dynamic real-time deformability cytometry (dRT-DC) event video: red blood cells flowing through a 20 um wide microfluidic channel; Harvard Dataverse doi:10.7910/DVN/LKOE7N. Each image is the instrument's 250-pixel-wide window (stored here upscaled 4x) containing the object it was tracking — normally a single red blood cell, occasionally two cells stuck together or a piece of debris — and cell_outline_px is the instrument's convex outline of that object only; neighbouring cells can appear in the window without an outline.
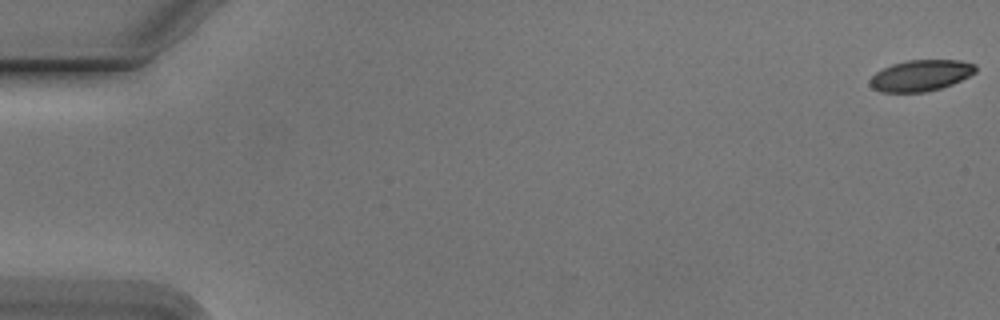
{"species": "Egyptian fruit bat (a non-hibernating species)", "species_latin": "Rousettus aegyptiacus", "temperature_condition": "cold", "stored_images_in_passage": 55, "camera_frame_rate_fps": 3000, "um_per_image_px": 0.085, "animal": {"sex": "male"}, "frame": {"image": 1, "passage_image": 1, "time_ms": 0.0, "image_size_px": [1000, 320], "cell_outline_px": [[976, 72], [952, 84], [940, 88], [924, 92], [880, 92], [872, 88], [868, 84], [868, 80], [876, 72], [892, 64], [908, 60], [960, 60], [976, 64]], "centroid_in_image_um": [78.24, 6.42], "position_along_channel_um": 6.8, "area_um2": 19.19}}
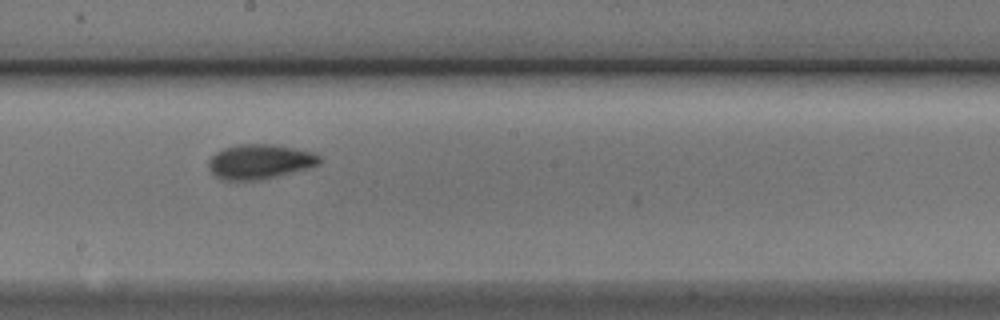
{"frame": {"image": 2, "passage_image": 31, "time_ms": 10.0, "image_size_px": [1000, 320], "cell_outline_px": [[320, 164], [308, 168], [264, 180], [224, 180], [216, 176], [208, 168], [208, 160], [216, 152], [224, 148], [236, 144], [272, 144], [312, 152], [320, 156]], "centroid_in_image_um": [22.06, 13.74], "position_along_channel_um": 226.1, "area_um2": 22.48}}
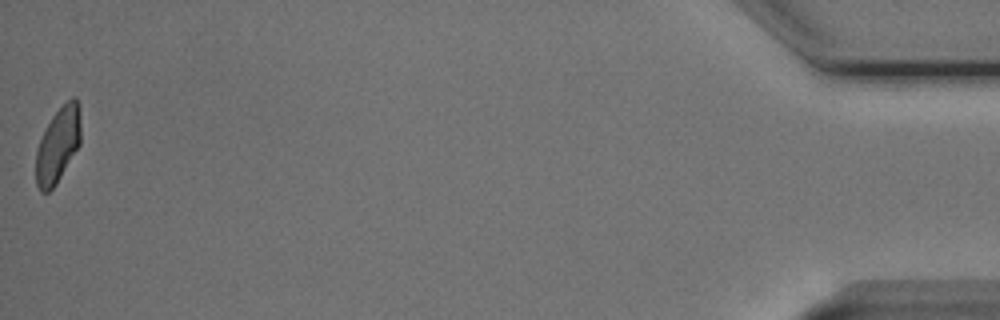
{"frame": {"image": 3, "passage_image": 55, "time_ms": 18.0, "image_size_px": [1000, 320], "cell_outline_px": [[80, 144], [56, 184], [48, 192], [40, 192], [36, 184], [36, 148], [52, 116], [72, 96], [76, 96], [80, 104]], "centroid_in_image_um": [4.93, 12.31], "position_along_channel_um": 430.3, "area_um2": 19.59}, "authors_computed_cell_mechanics": {"area_um2": 20.6924, "velocity_mm_per_s": 3.7738, "shape_relaxation_time_tau1_ms": 3.0447, "shape_relaxation_time_tau2_ms": 1.5654, "deformation_change_tau1": 0.1175, "deformation_change_tau2": 0.0563}}